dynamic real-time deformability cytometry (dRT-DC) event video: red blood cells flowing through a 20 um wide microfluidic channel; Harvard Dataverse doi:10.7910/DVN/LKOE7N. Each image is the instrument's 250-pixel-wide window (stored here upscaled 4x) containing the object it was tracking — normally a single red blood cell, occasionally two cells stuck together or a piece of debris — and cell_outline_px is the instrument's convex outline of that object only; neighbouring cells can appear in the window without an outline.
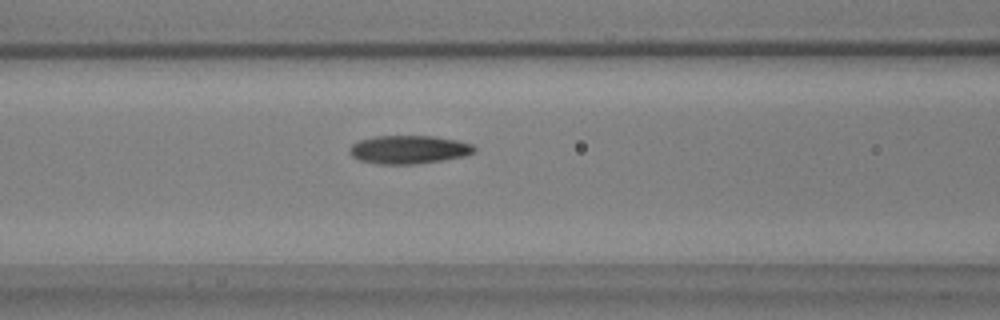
{"species": "common noctule bat (a hibernating species)", "species_latin": "Nyctalus noctula", "temperature_condition": "warm", "stored_images_in_passage": 55, "camera_frame_rate_fps": 3000, "um_per_image_px": 0.085, "animal": {"sex": "male", "body_mass_g": 17.9, "forearm_length_mm": 54.2}, "frame": {"image": 1, "passage_image": 23, "time_ms": 7.333, "image_size_px": [1000, 320], "cell_outline_px": [[476, 148], [472, 152], [464, 156], [440, 160], [412, 164], [380, 164], [360, 160], [352, 156], [348, 152], [348, 148], [352, 144], [360, 140], [376, 136], [436, 136], [456, 140], [472, 144]], "centroid_in_image_um": [34.71, 12.7], "position_along_channel_um": 131.9, "area_um2": 20.4}}
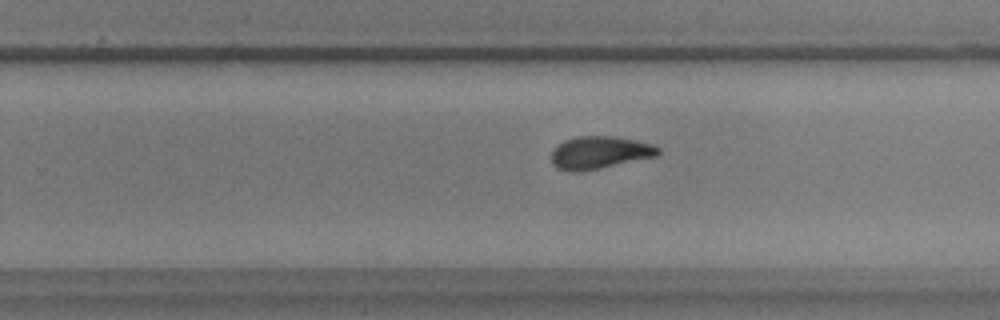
{"frame": {"image": 2, "passage_image": 35, "time_ms": 11.333, "image_size_px": [1000, 320], "cell_outline_px": [[660, 152], [656, 156], [580, 172], [572, 172], [556, 168], [552, 164], [552, 152], [564, 140], [576, 136], [612, 136], [652, 144], [660, 148]], "centroid_in_image_um": [50.94, 12.97], "position_along_channel_um": 278.9, "area_um2": 20.0}}
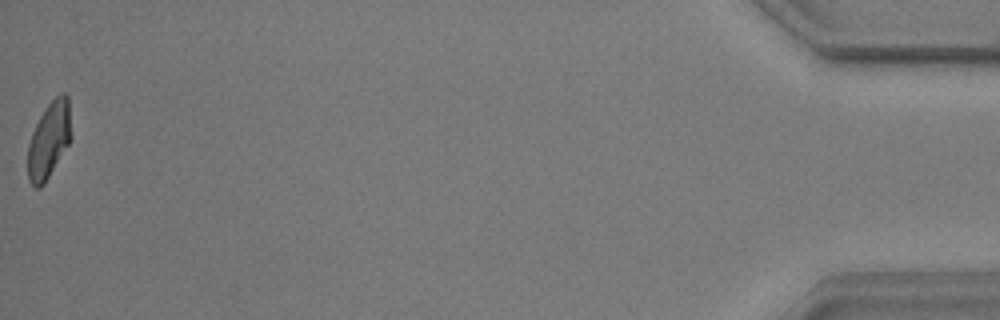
{"frame": {"image": 3, "passage_image": 55, "time_ms": 18.0, "image_size_px": [1000, 320], "cell_outline_px": [[72, 136], [68, 144], [44, 184], [40, 188], [36, 188], [28, 180], [28, 144], [32, 132], [44, 108], [60, 92], [64, 92], [68, 96]], "centroid_in_image_um": [4.17, 11.87], "position_along_channel_um": 431.0, "area_um2": 19.25}, "authors_computed_cell_mechanics": {"area_um2": 19.9988, "velocity_mm_per_s": 3.684, "shape_relaxation_time_tau1_ms": 9.2967, "shape_relaxation_time_tau2_ms": 3.3134, "deformation_change_tau1": 0.2334, "deformation_change_tau2": 0.1002}}